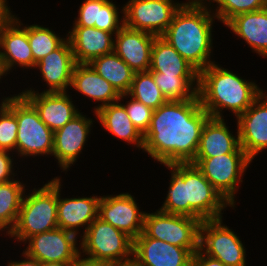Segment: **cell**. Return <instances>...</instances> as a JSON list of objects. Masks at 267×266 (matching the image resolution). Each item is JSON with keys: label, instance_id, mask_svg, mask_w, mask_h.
<instances>
[{"label": "cell", "instance_id": "obj_1", "mask_svg": "<svg viewBox=\"0 0 267 266\" xmlns=\"http://www.w3.org/2000/svg\"><path fill=\"white\" fill-rule=\"evenodd\" d=\"M209 118L199 96L167 101L153 110L150 127L144 135L143 150L161 164L191 163Z\"/></svg>", "mask_w": 267, "mask_h": 266}, {"label": "cell", "instance_id": "obj_2", "mask_svg": "<svg viewBox=\"0 0 267 266\" xmlns=\"http://www.w3.org/2000/svg\"><path fill=\"white\" fill-rule=\"evenodd\" d=\"M171 171L169 191L161 211L195 219L222 218V210L232 207L202 172L191 163L163 164Z\"/></svg>", "mask_w": 267, "mask_h": 266}, {"label": "cell", "instance_id": "obj_3", "mask_svg": "<svg viewBox=\"0 0 267 266\" xmlns=\"http://www.w3.org/2000/svg\"><path fill=\"white\" fill-rule=\"evenodd\" d=\"M203 1L183 3L161 36L199 73L213 63L212 23L216 18Z\"/></svg>", "mask_w": 267, "mask_h": 266}, {"label": "cell", "instance_id": "obj_4", "mask_svg": "<svg viewBox=\"0 0 267 266\" xmlns=\"http://www.w3.org/2000/svg\"><path fill=\"white\" fill-rule=\"evenodd\" d=\"M263 92L254 82L242 79L215 61L199 73L198 96L202 108L212 118H223V109L231 110L237 118Z\"/></svg>", "mask_w": 267, "mask_h": 266}, {"label": "cell", "instance_id": "obj_5", "mask_svg": "<svg viewBox=\"0 0 267 266\" xmlns=\"http://www.w3.org/2000/svg\"><path fill=\"white\" fill-rule=\"evenodd\" d=\"M23 196L18 219L9 236L19 242L58 227L57 177Z\"/></svg>", "mask_w": 267, "mask_h": 266}, {"label": "cell", "instance_id": "obj_6", "mask_svg": "<svg viewBox=\"0 0 267 266\" xmlns=\"http://www.w3.org/2000/svg\"><path fill=\"white\" fill-rule=\"evenodd\" d=\"M2 102L15 114L18 122V156H52L54 132L40 119L35 107L21 93L3 98Z\"/></svg>", "mask_w": 267, "mask_h": 266}, {"label": "cell", "instance_id": "obj_7", "mask_svg": "<svg viewBox=\"0 0 267 266\" xmlns=\"http://www.w3.org/2000/svg\"><path fill=\"white\" fill-rule=\"evenodd\" d=\"M81 236L80 250L87 258L122 264L133 260L134 240L97 217Z\"/></svg>", "mask_w": 267, "mask_h": 266}, {"label": "cell", "instance_id": "obj_8", "mask_svg": "<svg viewBox=\"0 0 267 266\" xmlns=\"http://www.w3.org/2000/svg\"><path fill=\"white\" fill-rule=\"evenodd\" d=\"M199 219L166 213L160 209L145 213L143 233L150 238L187 248L192 254L199 249Z\"/></svg>", "mask_w": 267, "mask_h": 266}, {"label": "cell", "instance_id": "obj_9", "mask_svg": "<svg viewBox=\"0 0 267 266\" xmlns=\"http://www.w3.org/2000/svg\"><path fill=\"white\" fill-rule=\"evenodd\" d=\"M252 160L246 153H227L209 158H194L191 164L202 172L205 178L234 208V196L238 183Z\"/></svg>", "mask_w": 267, "mask_h": 266}, {"label": "cell", "instance_id": "obj_10", "mask_svg": "<svg viewBox=\"0 0 267 266\" xmlns=\"http://www.w3.org/2000/svg\"><path fill=\"white\" fill-rule=\"evenodd\" d=\"M222 218L200 224L199 249L225 266H246V251L235 232L222 225Z\"/></svg>", "mask_w": 267, "mask_h": 266}, {"label": "cell", "instance_id": "obj_11", "mask_svg": "<svg viewBox=\"0 0 267 266\" xmlns=\"http://www.w3.org/2000/svg\"><path fill=\"white\" fill-rule=\"evenodd\" d=\"M182 4L173 0H129L122 8L124 25L160 37Z\"/></svg>", "mask_w": 267, "mask_h": 266}, {"label": "cell", "instance_id": "obj_12", "mask_svg": "<svg viewBox=\"0 0 267 266\" xmlns=\"http://www.w3.org/2000/svg\"><path fill=\"white\" fill-rule=\"evenodd\" d=\"M77 235L59 227L29 237L23 251L41 263H75L82 252L78 249Z\"/></svg>", "mask_w": 267, "mask_h": 266}, {"label": "cell", "instance_id": "obj_13", "mask_svg": "<svg viewBox=\"0 0 267 266\" xmlns=\"http://www.w3.org/2000/svg\"><path fill=\"white\" fill-rule=\"evenodd\" d=\"M145 212L140 211L129 193L103 196L99 201L98 217L135 240L143 232Z\"/></svg>", "mask_w": 267, "mask_h": 266}, {"label": "cell", "instance_id": "obj_14", "mask_svg": "<svg viewBox=\"0 0 267 266\" xmlns=\"http://www.w3.org/2000/svg\"><path fill=\"white\" fill-rule=\"evenodd\" d=\"M237 127L240 146L253 160L259 152L267 148V94L262 93L237 117Z\"/></svg>", "mask_w": 267, "mask_h": 266}, {"label": "cell", "instance_id": "obj_15", "mask_svg": "<svg viewBox=\"0 0 267 266\" xmlns=\"http://www.w3.org/2000/svg\"><path fill=\"white\" fill-rule=\"evenodd\" d=\"M192 256L187 248L147 237L143 232L134 240L133 260L139 266H191Z\"/></svg>", "mask_w": 267, "mask_h": 266}, {"label": "cell", "instance_id": "obj_16", "mask_svg": "<svg viewBox=\"0 0 267 266\" xmlns=\"http://www.w3.org/2000/svg\"><path fill=\"white\" fill-rule=\"evenodd\" d=\"M21 94L35 107L40 119L53 132L62 128L80 113L67 92L39 93L29 89L22 91Z\"/></svg>", "mask_w": 267, "mask_h": 266}, {"label": "cell", "instance_id": "obj_17", "mask_svg": "<svg viewBox=\"0 0 267 266\" xmlns=\"http://www.w3.org/2000/svg\"><path fill=\"white\" fill-rule=\"evenodd\" d=\"M17 16L0 32V68L3 75L8 74L14 65L33 68V55L30 48L27 26ZM3 51V52H2Z\"/></svg>", "mask_w": 267, "mask_h": 266}, {"label": "cell", "instance_id": "obj_18", "mask_svg": "<svg viewBox=\"0 0 267 266\" xmlns=\"http://www.w3.org/2000/svg\"><path fill=\"white\" fill-rule=\"evenodd\" d=\"M92 119L79 113L62 128L54 132V147L52 155L58 160L62 170L72 166L87 141Z\"/></svg>", "mask_w": 267, "mask_h": 266}, {"label": "cell", "instance_id": "obj_19", "mask_svg": "<svg viewBox=\"0 0 267 266\" xmlns=\"http://www.w3.org/2000/svg\"><path fill=\"white\" fill-rule=\"evenodd\" d=\"M114 52L134 72L149 71L151 49L157 36L123 26L115 35Z\"/></svg>", "mask_w": 267, "mask_h": 266}, {"label": "cell", "instance_id": "obj_20", "mask_svg": "<svg viewBox=\"0 0 267 266\" xmlns=\"http://www.w3.org/2000/svg\"><path fill=\"white\" fill-rule=\"evenodd\" d=\"M60 183V178L57 177L58 227L77 235L79 227L84 226L85 233L89 225L98 217L101 196L63 199L60 197Z\"/></svg>", "mask_w": 267, "mask_h": 266}, {"label": "cell", "instance_id": "obj_21", "mask_svg": "<svg viewBox=\"0 0 267 266\" xmlns=\"http://www.w3.org/2000/svg\"><path fill=\"white\" fill-rule=\"evenodd\" d=\"M76 65L68 39L57 49L43 57L35 67L39 68L43 80L48 84L45 92H66L71 86L72 74Z\"/></svg>", "mask_w": 267, "mask_h": 266}, {"label": "cell", "instance_id": "obj_22", "mask_svg": "<svg viewBox=\"0 0 267 266\" xmlns=\"http://www.w3.org/2000/svg\"><path fill=\"white\" fill-rule=\"evenodd\" d=\"M66 37L76 63H90L93 59L114 52L113 33L95 27L73 26Z\"/></svg>", "mask_w": 267, "mask_h": 266}, {"label": "cell", "instance_id": "obj_23", "mask_svg": "<svg viewBox=\"0 0 267 266\" xmlns=\"http://www.w3.org/2000/svg\"><path fill=\"white\" fill-rule=\"evenodd\" d=\"M227 153H245L237 136L229 131L223 118L210 117L203 126L195 158H209Z\"/></svg>", "mask_w": 267, "mask_h": 266}, {"label": "cell", "instance_id": "obj_24", "mask_svg": "<svg viewBox=\"0 0 267 266\" xmlns=\"http://www.w3.org/2000/svg\"><path fill=\"white\" fill-rule=\"evenodd\" d=\"M71 87L88 98L102 102L94 108V112L108 104L121 101V95L113 85L101 77L89 63H76Z\"/></svg>", "mask_w": 267, "mask_h": 266}, {"label": "cell", "instance_id": "obj_25", "mask_svg": "<svg viewBox=\"0 0 267 266\" xmlns=\"http://www.w3.org/2000/svg\"><path fill=\"white\" fill-rule=\"evenodd\" d=\"M257 54L267 57V8L234 16L226 24Z\"/></svg>", "mask_w": 267, "mask_h": 266}, {"label": "cell", "instance_id": "obj_26", "mask_svg": "<svg viewBox=\"0 0 267 266\" xmlns=\"http://www.w3.org/2000/svg\"><path fill=\"white\" fill-rule=\"evenodd\" d=\"M118 10L110 0H85L73 25L95 27L116 34L124 26V18H119Z\"/></svg>", "mask_w": 267, "mask_h": 266}, {"label": "cell", "instance_id": "obj_27", "mask_svg": "<svg viewBox=\"0 0 267 266\" xmlns=\"http://www.w3.org/2000/svg\"><path fill=\"white\" fill-rule=\"evenodd\" d=\"M95 116L109 133L143 150L144 136L133 125L119 101L98 109Z\"/></svg>", "mask_w": 267, "mask_h": 266}, {"label": "cell", "instance_id": "obj_28", "mask_svg": "<svg viewBox=\"0 0 267 266\" xmlns=\"http://www.w3.org/2000/svg\"><path fill=\"white\" fill-rule=\"evenodd\" d=\"M149 72L165 75H199V72L161 36L156 37L153 42Z\"/></svg>", "mask_w": 267, "mask_h": 266}, {"label": "cell", "instance_id": "obj_29", "mask_svg": "<svg viewBox=\"0 0 267 266\" xmlns=\"http://www.w3.org/2000/svg\"><path fill=\"white\" fill-rule=\"evenodd\" d=\"M120 94H127L133 81L134 71L115 52L102 55L89 63Z\"/></svg>", "mask_w": 267, "mask_h": 266}, {"label": "cell", "instance_id": "obj_30", "mask_svg": "<svg viewBox=\"0 0 267 266\" xmlns=\"http://www.w3.org/2000/svg\"><path fill=\"white\" fill-rule=\"evenodd\" d=\"M151 74L167 101H183L198 96L199 75Z\"/></svg>", "mask_w": 267, "mask_h": 266}, {"label": "cell", "instance_id": "obj_31", "mask_svg": "<svg viewBox=\"0 0 267 266\" xmlns=\"http://www.w3.org/2000/svg\"><path fill=\"white\" fill-rule=\"evenodd\" d=\"M25 190L20 180L0 183V231L8 230V235L16 225Z\"/></svg>", "mask_w": 267, "mask_h": 266}, {"label": "cell", "instance_id": "obj_32", "mask_svg": "<svg viewBox=\"0 0 267 266\" xmlns=\"http://www.w3.org/2000/svg\"><path fill=\"white\" fill-rule=\"evenodd\" d=\"M129 96L147 107L156 110L161 105L167 102L166 98L161 93L156 85L153 75L149 72H135L133 81L127 94L120 96V99Z\"/></svg>", "mask_w": 267, "mask_h": 266}, {"label": "cell", "instance_id": "obj_33", "mask_svg": "<svg viewBox=\"0 0 267 266\" xmlns=\"http://www.w3.org/2000/svg\"><path fill=\"white\" fill-rule=\"evenodd\" d=\"M27 35L33 55V68L35 69L43 57L57 49L67 38H60L55 32L40 25L27 26Z\"/></svg>", "mask_w": 267, "mask_h": 266}, {"label": "cell", "instance_id": "obj_34", "mask_svg": "<svg viewBox=\"0 0 267 266\" xmlns=\"http://www.w3.org/2000/svg\"><path fill=\"white\" fill-rule=\"evenodd\" d=\"M210 1L218 4L214 15L224 24L238 14L265 8L264 0H209L208 2Z\"/></svg>", "mask_w": 267, "mask_h": 266}, {"label": "cell", "instance_id": "obj_35", "mask_svg": "<svg viewBox=\"0 0 267 266\" xmlns=\"http://www.w3.org/2000/svg\"><path fill=\"white\" fill-rule=\"evenodd\" d=\"M0 105V150L16 152L18 132L16 116L3 102Z\"/></svg>", "mask_w": 267, "mask_h": 266}, {"label": "cell", "instance_id": "obj_36", "mask_svg": "<svg viewBox=\"0 0 267 266\" xmlns=\"http://www.w3.org/2000/svg\"><path fill=\"white\" fill-rule=\"evenodd\" d=\"M127 102L128 104L125 103V105L122 103V105L125 107L128 117L132 121L133 125L144 136L150 127L153 109L133 98Z\"/></svg>", "mask_w": 267, "mask_h": 266}, {"label": "cell", "instance_id": "obj_37", "mask_svg": "<svg viewBox=\"0 0 267 266\" xmlns=\"http://www.w3.org/2000/svg\"><path fill=\"white\" fill-rule=\"evenodd\" d=\"M13 157L10 156V152L6 150H0V183H6L14 179L15 173H13ZM12 175V176H11ZM12 179V180H11Z\"/></svg>", "mask_w": 267, "mask_h": 266}, {"label": "cell", "instance_id": "obj_38", "mask_svg": "<svg viewBox=\"0 0 267 266\" xmlns=\"http://www.w3.org/2000/svg\"><path fill=\"white\" fill-rule=\"evenodd\" d=\"M191 266H225L221 261L204 254L198 249L192 256Z\"/></svg>", "mask_w": 267, "mask_h": 266}, {"label": "cell", "instance_id": "obj_39", "mask_svg": "<svg viewBox=\"0 0 267 266\" xmlns=\"http://www.w3.org/2000/svg\"><path fill=\"white\" fill-rule=\"evenodd\" d=\"M7 0H0V32L2 29L14 18L10 10V7L7 6Z\"/></svg>", "mask_w": 267, "mask_h": 266}, {"label": "cell", "instance_id": "obj_40", "mask_svg": "<svg viewBox=\"0 0 267 266\" xmlns=\"http://www.w3.org/2000/svg\"><path fill=\"white\" fill-rule=\"evenodd\" d=\"M79 255L73 266H118V264L111 261L93 260L90 258H81Z\"/></svg>", "mask_w": 267, "mask_h": 266}, {"label": "cell", "instance_id": "obj_41", "mask_svg": "<svg viewBox=\"0 0 267 266\" xmlns=\"http://www.w3.org/2000/svg\"><path fill=\"white\" fill-rule=\"evenodd\" d=\"M22 254L25 256V260L8 262L7 266H41V262H39L37 259L30 257L24 252Z\"/></svg>", "mask_w": 267, "mask_h": 266}, {"label": "cell", "instance_id": "obj_42", "mask_svg": "<svg viewBox=\"0 0 267 266\" xmlns=\"http://www.w3.org/2000/svg\"><path fill=\"white\" fill-rule=\"evenodd\" d=\"M74 263H63V262H46L41 263V266H73Z\"/></svg>", "mask_w": 267, "mask_h": 266}, {"label": "cell", "instance_id": "obj_43", "mask_svg": "<svg viewBox=\"0 0 267 266\" xmlns=\"http://www.w3.org/2000/svg\"><path fill=\"white\" fill-rule=\"evenodd\" d=\"M118 266H139V265L134 260H132L126 263L118 264Z\"/></svg>", "mask_w": 267, "mask_h": 266}, {"label": "cell", "instance_id": "obj_44", "mask_svg": "<svg viewBox=\"0 0 267 266\" xmlns=\"http://www.w3.org/2000/svg\"><path fill=\"white\" fill-rule=\"evenodd\" d=\"M1 76H3V73H2L1 68H0V79H1Z\"/></svg>", "mask_w": 267, "mask_h": 266}, {"label": "cell", "instance_id": "obj_45", "mask_svg": "<svg viewBox=\"0 0 267 266\" xmlns=\"http://www.w3.org/2000/svg\"><path fill=\"white\" fill-rule=\"evenodd\" d=\"M265 1V7L267 8V0H264Z\"/></svg>", "mask_w": 267, "mask_h": 266}]
</instances>
